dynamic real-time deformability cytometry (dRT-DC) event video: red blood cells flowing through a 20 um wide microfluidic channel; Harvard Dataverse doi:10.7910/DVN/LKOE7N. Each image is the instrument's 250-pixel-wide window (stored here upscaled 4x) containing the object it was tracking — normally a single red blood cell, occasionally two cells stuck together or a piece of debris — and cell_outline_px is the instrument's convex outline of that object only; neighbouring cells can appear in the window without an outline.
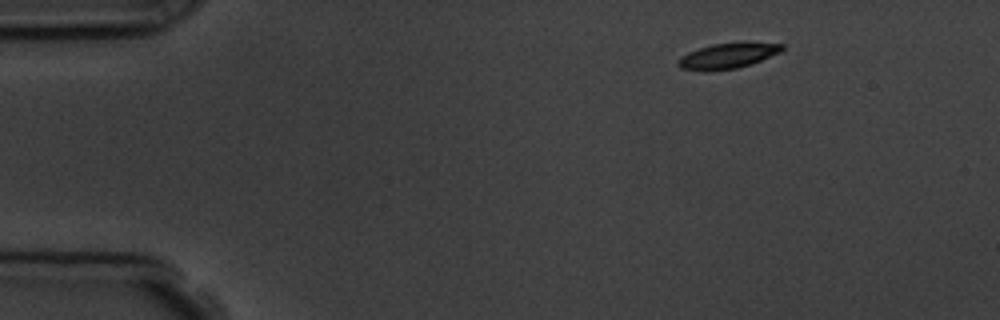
{"species": "common noctule bat (a hibernating species)", "species_latin": "Nyctalus noctula", "temperature_condition": "room temperature", "stored_images_in_passage": 3, "camera_frame_rate_fps": 3000, "um_per_image_px": 0.085, "animal": {"sex": "male", "body_mass_g": 19.5, "forearm_length_mm": 54.6}, "frame": {"image": 1, "passage_image": 1, "time_ms": 0.0, "image_size_px": [1000, 320], "cell_outline_px": [[784, 48], [780, 52], [752, 64], [736, 68], [708, 72], [704, 72], [680, 68], [676, 64], [676, 60], [688, 52], [712, 44], [744, 40], [784, 44]], "centroid_in_image_um": [61.87, 4.72], "position_along_channel_um": 23.1, "area_um2": 16.07}}